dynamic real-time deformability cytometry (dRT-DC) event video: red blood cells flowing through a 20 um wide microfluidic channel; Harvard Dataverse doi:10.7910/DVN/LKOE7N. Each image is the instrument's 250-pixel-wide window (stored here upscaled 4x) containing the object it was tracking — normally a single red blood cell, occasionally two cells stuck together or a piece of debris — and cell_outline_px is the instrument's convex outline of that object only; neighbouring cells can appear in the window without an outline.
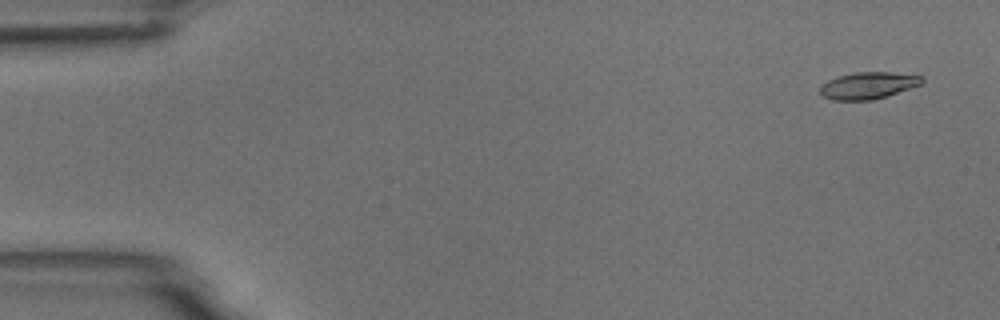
{"species": "common noctule bat (a hibernating species)", "species_latin": "Nyctalus noctula", "temperature_condition": "room temperature", "stored_images_in_passage": 4, "camera_frame_rate_fps": 3000, "um_per_image_px": 0.085, "animal": {"sex": "male", "body_mass_g": 18.8}, "frame": {"image": 1, "passage_image": 1, "time_ms": 0.0, "image_size_px": [1000, 320], "cell_outline_px": [[924, 80], [920, 84], [888, 96], [872, 100], [832, 100], [824, 96], [820, 92], [820, 84], [836, 76], [856, 72], [892, 72], [924, 76]], "centroid_in_image_um": [73.78, 7.26], "position_along_channel_um": 11.2, "area_um2": 16.01}}
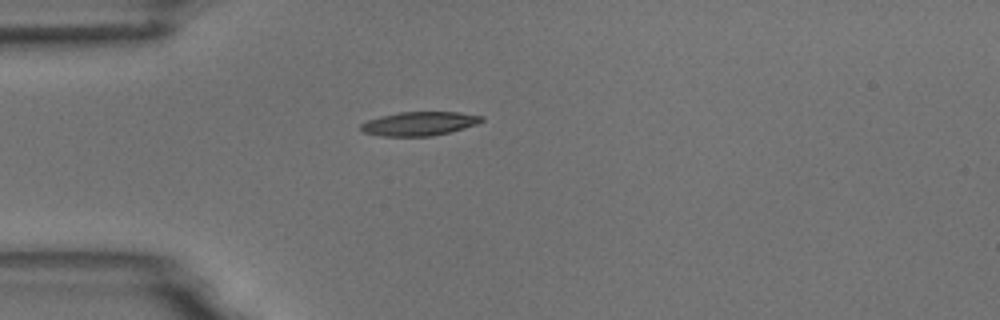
{"frame": {"image": 2, "passage_image": 4, "time_ms": 4.0, "image_size_px": [1000, 320], "cell_outline_px": [[484, 120], [476, 124], [464, 128], [432, 136], [380, 136], [364, 132], [360, 128], [360, 124], [368, 120], [380, 116], [400, 112], [460, 112], [484, 116]], "centroid_in_image_um": [35.64, 10.5], "position_along_channel_um": 49.4, "area_um2": 16.76}}